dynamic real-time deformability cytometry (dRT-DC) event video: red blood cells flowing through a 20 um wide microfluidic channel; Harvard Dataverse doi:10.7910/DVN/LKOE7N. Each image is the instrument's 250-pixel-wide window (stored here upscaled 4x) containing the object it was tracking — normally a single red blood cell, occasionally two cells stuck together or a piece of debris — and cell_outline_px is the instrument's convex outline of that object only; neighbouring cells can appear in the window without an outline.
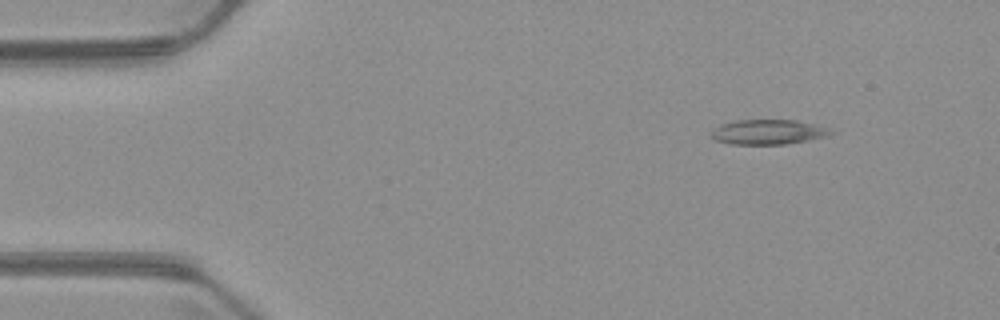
{"species": "common noctule bat (a hibernating species)", "species_latin": "Nyctalus noctula", "temperature_condition": "warm", "stored_images_in_passage": 3, "camera_frame_rate_fps": 3000, "um_per_image_px": 0.085, "animal": {"sex": "male", "body_mass_g": 23.1, "forearm_length_mm": 52.7}, "frame": {"image": 1, "passage_image": 1, "time_ms": 0.0, "image_size_px": [1000, 320], "cell_outline_px": [[836, 132], [828, 136], [788, 144], [732, 144], [716, 140], [712, 136], [712, 132], [720, 124], [736, 120], [796, 120], [828, 128]], "centroid_in_image_um": [65.33, 11.22], "position_along_channel_um": 19.7, "area_um2": 17.17}}
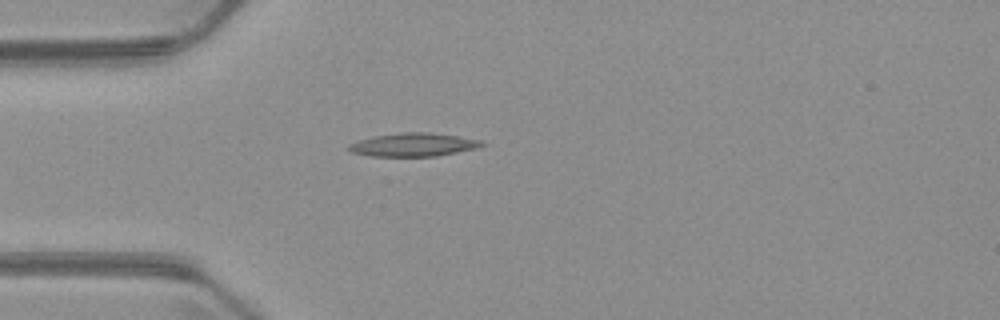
{"frame": {"image": 2, "passage_image": 3, "time_ms": 2.667, "image_size_px": [1000, 320], "cell_outline_px": [[488, 144], [476, 148], [436, 156], [368, 156], [352, 152], [348, 148], [348, 144], [360, 140], [376, 136], [404, 132], [428, 132], [460, 136], [484, 140]], "centroid_in_image_um": [35.21, 12.3], "position_along_channel_um": 49.8, "area_um2": 18.09}}